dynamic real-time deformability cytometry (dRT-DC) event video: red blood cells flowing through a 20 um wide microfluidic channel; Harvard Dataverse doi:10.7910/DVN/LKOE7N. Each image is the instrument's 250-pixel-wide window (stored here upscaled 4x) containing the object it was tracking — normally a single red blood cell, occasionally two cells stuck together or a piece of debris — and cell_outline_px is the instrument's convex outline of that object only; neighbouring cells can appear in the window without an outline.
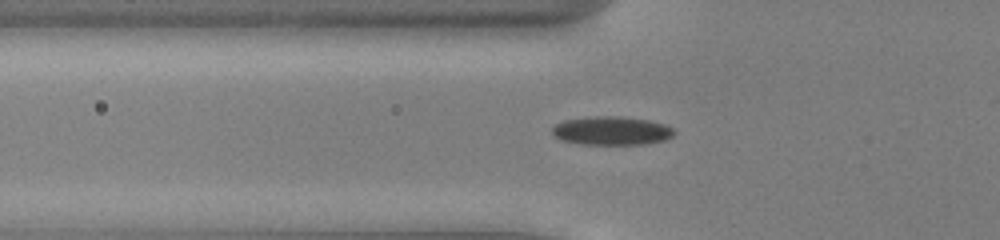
{"species": "common noctule bat (a hibernating species)", "species_latin": "Nyctalus noctula", "temperature_condition": "cold", "stored_images_in_passage": 36, "camera_frame_rate_fps": 3000, "um_per_image_px": 0.085, "animal": {"sex": "male", "body_mass_g": 13.0, "forearm_length_mm": 53.1}, "frame": {"image": 1, "passage_image": 2, "time_ms": 0.333, "image_size_px": [1000, 240], "cell_outline_px": [[676, 132], [672, 136], [664, 140], [648, 144], [584, 144], [560, 140], [552, 132], [552, 128], [556, 124], [564, 120], [596, 116], [616, 116], [648, 120], [664, 124], [672, 128]], "centroid_in_image_um": [52.0, 11.12], "position_along_channel_um": 73.8, "area_um2": 20.17}}
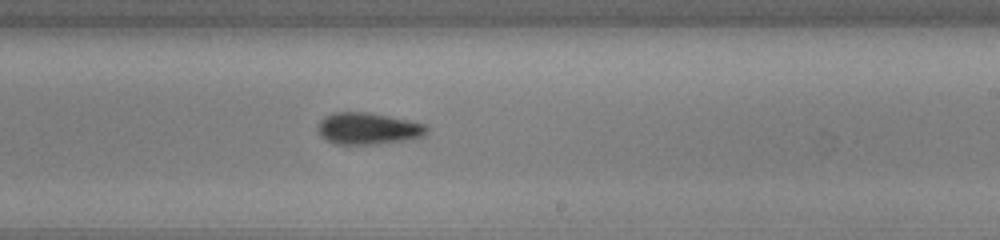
{"frame": {"image": 2, "passage_image": 16, "time_ms": 5.0, "image_size_px": [1000, 240], "cell_outline_px": [[428, 132], [420, 136], [404, 140], [376, 144], [336, 144], [324, 140], [320, 136], [320, 120], [324, 116], [332, 112], [368, 112], [428, 124]], "centroid_in_image_um": [31.28, 10.92], "position_along_channel_um": 257.7, "area_um2": 20.06}}
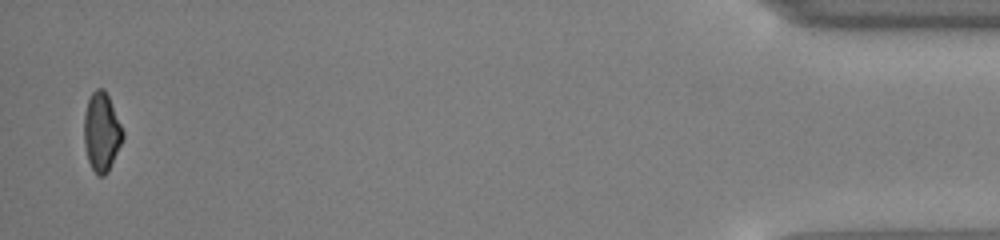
{"frame": {"image": 3, "passage_image": 35, "time_ms": 11.333, "image_size_px": [1000, 240], "cell_outline_px": [[124, 136], [108, 172], [104, 176], [96, 176], [88, 160], [84, 144], [84, 116], [88, 100], [92, 92], [96, 88], [104, 88], [108, 96], [124, 132]], "centroid_in_image_um": [8.62, 11.23], "position_along_channel_um": 426.6, "area_um2": 17.69}}